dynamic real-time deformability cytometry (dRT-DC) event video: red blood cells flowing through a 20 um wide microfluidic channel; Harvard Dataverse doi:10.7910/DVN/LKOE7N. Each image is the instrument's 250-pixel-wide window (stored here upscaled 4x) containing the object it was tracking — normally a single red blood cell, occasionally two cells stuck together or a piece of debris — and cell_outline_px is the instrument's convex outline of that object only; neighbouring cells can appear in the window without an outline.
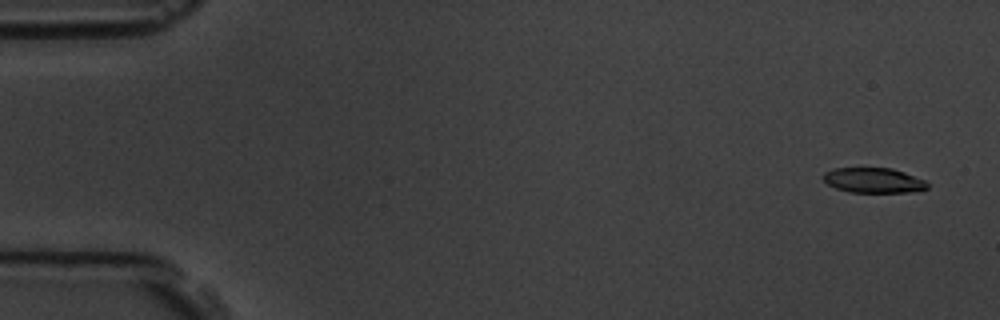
{"species": "common noctule bat (a hibernating species)", "species_latin": "Nyctalus noctula", "temperature_condition": "room temperature", "stored_images_in_passage": 4, "camera_frame_rate_fps": 3000, "um_per_image_px": 0.085, "animal": {"sex": "male", "body_mass_g": 19.5, "forearm_length_mm": 54.6}, "frame": {"image": 1, "passage_image": 1, "time_ms": 0.0, "image_size_px": [1000, 320], "cell_outline_px": [[928, 188], [908, 192], [848, 192], [836, 188], [828, 184], [824, 180], [824, 172], [832, 168], [892, 168], [904, 172], [924, 180], [928, 184]], "centroid_in_image_um": [74.23, 15.32], "position_along_channel_um": 10.8, "area_um2": 15.09}}
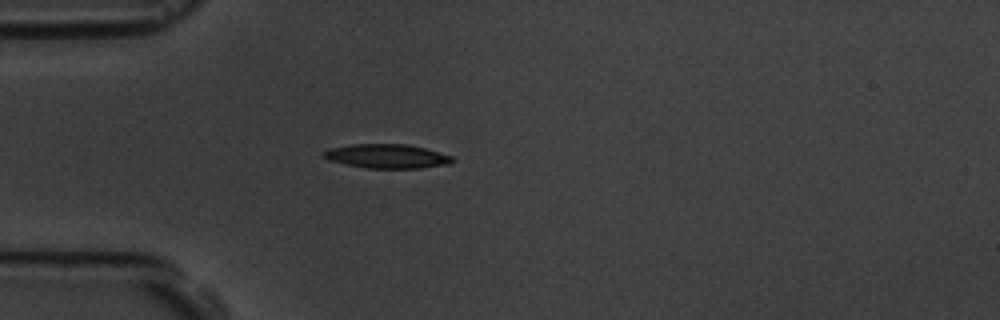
{"frame": {"image": 2, "passage_image": 4, "time_ms": 4.333, "image_size_px": [1000, 320], "cell_outline_px": [[456, 160], [448, 164], [420, 168], [364, 168], [328, 160], [320, 152], [332, 148], [352, 144], [408, 144], [424, 148], [452, 156]], "centroid_in_image_um": [32.89, 13.28], "position_along_channel_um": 52.1, "area_um2": 18.03}}